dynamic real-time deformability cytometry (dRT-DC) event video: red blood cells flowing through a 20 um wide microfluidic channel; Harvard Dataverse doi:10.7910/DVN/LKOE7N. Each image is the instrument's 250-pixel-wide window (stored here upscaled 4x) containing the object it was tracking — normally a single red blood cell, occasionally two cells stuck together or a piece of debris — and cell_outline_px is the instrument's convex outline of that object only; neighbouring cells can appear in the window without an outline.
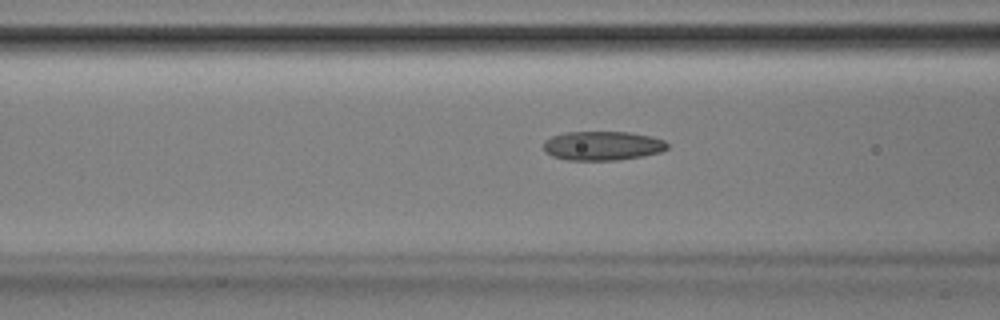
{"species": "Egyptian fruit bat (a non-hibernating species)", "species_latin": "Rousettus aegyptiacus", "temperature_condition": "room temperature", "stored_images_in_passage": 41, "camera_frame_rate_fps": 3000, "um_per_image_px": 0.085, "animal": {"sex": "male"}, "frame": {"image": 1, "passage_image": 9, "time_ms": 2.667, "image_size_px": [1000, 320], "cell_outline_px": [[668, 148], [660, 152], [644, 156], [616, 160], [568, 160], [552, 156], [544, 152], [544, 140], [552, 136], [564, 132], [628, 132], [652, 136], [664, 140], [668, 144]], "centroid_in_image_um": [51.21, 12.39], "position_along_channel_um": 115.4, "area_um2": 21.15}}
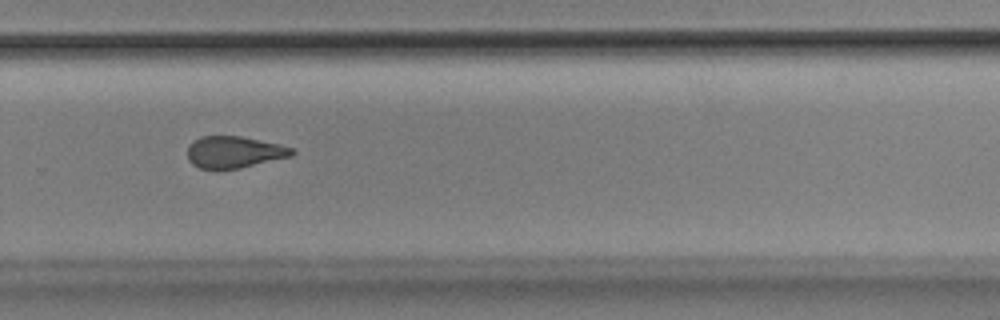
{"frame": {"image": 2, "passage_image": 24, "time_ms": 7.667, "image_size_px": [1000, 320], "cell_outline_px": [[296, 152], [292, 156], [240, 168], [200, 168], [192, 164], [188, 160], [188, 144], [192, 140], [200, 136], [240, 136], [280, 144], [292, 148]], "centroid_in_image_um": [19.89, 12.91], "position_along_channel_um": 309.9, "area_um2": 19.31}}
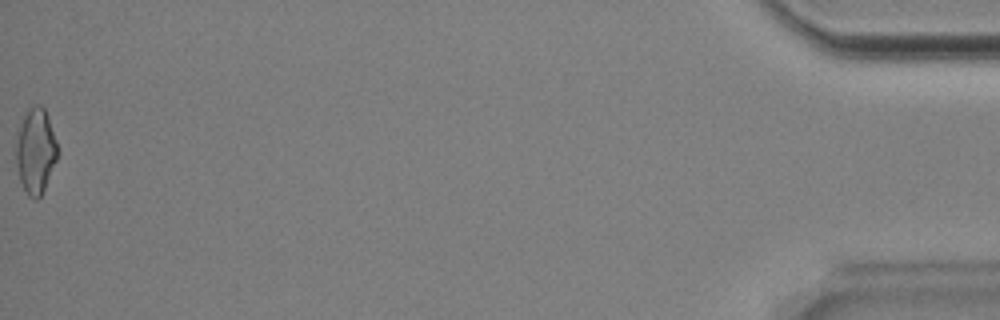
{"frame": {"image": 3, "passage_image": 41, "time_ms": 13.333, "image_size_px": [1000, 320], "cell_outline_px": [[60, 152], [44, 188], [40, 196], [36, 200], [32, 200], [28, 196], [20, 180], [16, 164], [16, 132], [28, 108], [36, 104], [40, 104], [44, 108], [48, 116]], "centroid_in_image_um": [3.03, 12.81], "position_along_channel_um": 432.2, "area_um2": 20.81}, "authors_computed_cell_mechanics": {"area_um2": 20.4034, "velocity_mm_per_s": 3.907, "shape_relaxation_time_tau1_ms": 10.5763, "shape_relaxation_time_tau2_ms": 2.9256, "deformation_change_tau1": 0.2228, "deformation_change_tau2": 0.108}}